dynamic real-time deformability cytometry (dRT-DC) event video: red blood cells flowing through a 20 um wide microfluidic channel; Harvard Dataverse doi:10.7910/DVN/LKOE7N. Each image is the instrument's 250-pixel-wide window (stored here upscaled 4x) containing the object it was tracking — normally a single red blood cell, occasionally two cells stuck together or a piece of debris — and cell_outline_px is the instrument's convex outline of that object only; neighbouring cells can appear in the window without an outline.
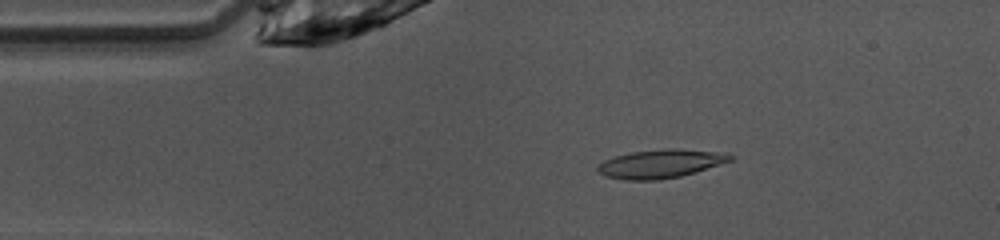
{"species": "common noctule bat (a hibernating species)", "species_latin": "Nyctalus noctula", "temperature_condition": "warm", "stored_images_in_passage": 46, "camera_frame_rate_fps": 3000, "um_per_image_px": 0.085, "animal": {"sex": "female", "body_mass_g": 10.0, "forearm_length_mm": 53.1}, "frame": {"image": 1, "passage_image": 7, "time_ms": 2.0, "image_size_px": [1000, 240], "cell_outline_px": [[736, 156], [732, 160], [680, 176], [656, 180], [624, 180], [604, 176], [596, 172], [596, 164], [604, 160], [616, 156], [632, 152], [668, 148], [676, 148], [728, 152]], "centroid_in_image_um": [56.13, 13.9], "position_along_channel_um": 28.9, "area_um2": 22.25}}
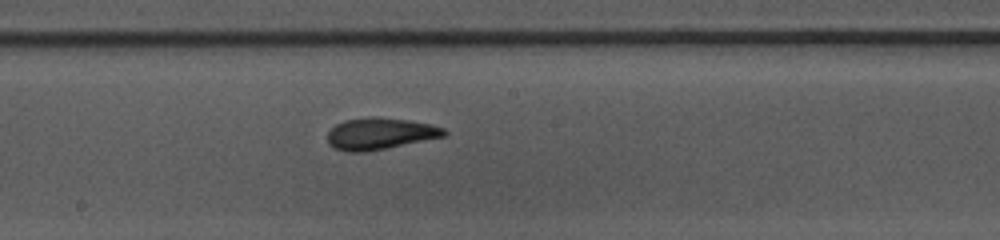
{"frame": {"image": 2, "passage_image": 23, "time_ms": 7.333, "image_size_px": [1000, 240], "cell_outline_px": [[448, 136], [364, 152], [348, 152], [332, 148], [328, 144], [328, 132], [336, 124], [344, 120], [368, 116], [376, 116], [408, 120], [432, 124], [444, 128], [448, 132]], "centroid_in_image_um": [32.31, 11.35], "position_along_channel_um": 215.9, "area_um2": 21.79}}
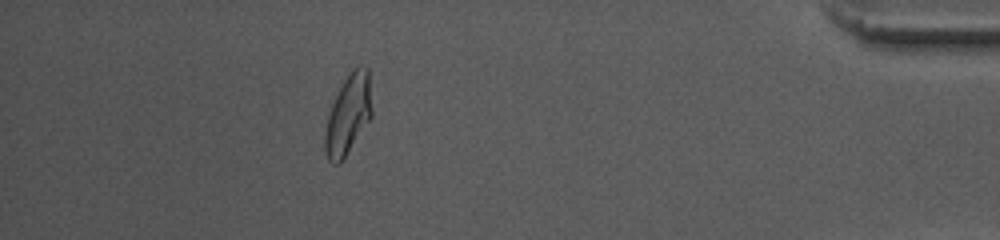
{"frame": {"image": 3, "passage_image": 41, "time_ms": 13.333, "image_size_px": [1000, 240], "cell_outline_px": [[372, 116], [340, 164], [332, 164], [328, 160], [324, 148], [324, 132], [328, 116], [332, 104], [344, 80], [352, 68], [360, 64], [364, 64], [368, 68], [372, 108]], "centroid_in_image_um": [29.6, 9.73], "position_along_channel_um": 405.6, "area_um2": 21.85}, "authors_computed_cell_mechanics": {"area_um2": 21.0103, "velocity_mm_per_s": 4.0948, "shape_relaxation_time_tau1_ms": 3.6557, "shape_relaxation_time_tau2_ms": 1.7357, "deformation_change_tau1": 0.1698, "deformation_change_tau2": 0.093}}